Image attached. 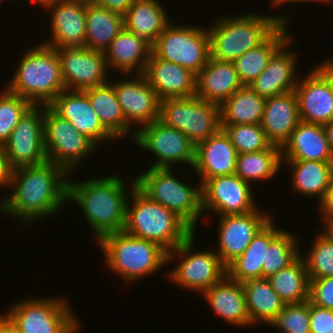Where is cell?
<instances>
[{
	"instance_id": "cell-1",
	"label": "cell",
	"mask_w": 333,
	"mask_h": 333,
	"mask_svg": "<svg viewBox=\"0 0 333 333\" xmlns=\"http://www.w3.org/2000/svg\"><path fill=\"white\" fill-rule=\"evenodd\" d=\"M69 177L64 168L49 161L14 169L13 193L0 200V215L17 219L26 227L54 217L68 202Z\"/></svg>"
},
{
	"instance_id": "cell-2",
	"label": "cell",
	"mask_w": 333,
	"mask_h": 333,
	"mask_svg": "<svg viewBox=\"0 0 333 333\" xmlns=\"http://www.w3.org/2000/svg\"><path fill=\"white\" fill-rule=\"evenodd\" d=\"M130 180V184H127V180L125 183V179L117 174L91 177L81 182L68 179L67 201L74 202L83 210L96 242L108 234L124 230L128 200L136 185L135 175Z\"/></svg>"
},
{
	"instance_id": "cell-3",
	"label": "cell",
	"mask_w": 333,
	"mask_h": 333,
	"mask_svg": "<svg viewBox=\"0 0 333 333\" xmlns=\"http://www.w3.org/2000/svg\"><path fill=\"white\" fill-rule=\"evenodd\" d=\"M290 14L248 12L237 16H218L207 27L210 57L234 62L249 49L264 42L282 23L292 21Z\"/></svg>"
},
{
	"instance_id": "cell-4",
	"label": "cell",
	"mask_w": 333,
	"mask_h": 333,
	"mask_svg": "<svg viewBox=\"0 0 333 333\" xmlns=\"http://www.w3.org/2000/svg\"><path fill=\"white\" fill-rule=\"evenodd\" d=\"M30 47L17 62L18 67L5 87L33 105H49L66 89L60 58L57 50L45 43Z\"/></svg>"
},
{
	"instance_id": "cell-5",
	"label": "cell",
	"mask_w": 333,
	"mask_h": 333,
	"mask_svg": "<svg viewBox=\"0 0 333 333\" xmlns=\"http://www.w3.org/2000/svg\"><path fill=\"white\" fill-rule=\"evenodd\" d=\"M132 200V201H131ZM125 233L154 242L167 252L196 233L176 213L147 196L137 185L127 204Z\"/></svg>"
},
{
	"instance_id": "cell-6",
	"label": "cell",
	"mask_w": 333,
	"mask_h": 333,
	"mask_svg": "<svg viewBox=\"0 0 333 333\" xmlns=\"http://www.w3.org/2000/svg\"><path fill=\"white\" fill-rule=\"evenodd\" d=\"M97 244L108 270L127 284L156 274L168 264V252L164 248L124 231L108 234Z\"/></svg>"
},
{
	"instance_id": "cell-7",
	"label": "cell",
	"mask_w": 333,
	"mask_h": 333,
	"mask_svg": "<svg viewBox=\"0 0 333 333\" xmlns=\"http://www.w3.org/2000/svg\"><path fill=\"white\" fill-rule=\"evenodd\" d=\"M145 169L146 172L142 170L143 173L135 175L136 185L196 231L197 223L203 215L201 183L198 182L194 187V184L176 178L174 168Z\"/></svg>"
},
{
	"instance_id": "cell-8",
	"label": "cell",
	"mask_w": 333,
	"mask_h": 333,
	"mask_svg": "<svg viewBox=\"0 0 333 333\" xmlns=\"http://www.w3.org/2000/svg\"><path fill=\"white\" fill-rule=\"evenodd\" d=\"M21 299L2 316L18 333H78L77 314L63 297Z\"/></svg>"
},
{
	"instance_id": "cell-9",
	"label": "cell",
	"mask_w": 333,
	"mask_h": 333,
	"mask_svg": "<svg viewBox=\"0 0 333 333\" xmlns=\"http://www.w3.org/2000/svg\"><path fill=\"white\" fill-rule=\"evenodd\" d=\"M195 236V233L192 234L186 241L168 252V263L174 262L175 258H178V263L169 270L167 278L177 287L190 292L196 291L201 295L227 275V268L215 251L195 250Z\"/></svg>"
},
{
	"instance_id": "cell-10",
	"label": "cell",
	"mask_w": 333,
	"mask_h": 333,
	"mask_svg": "<svg viewBox=\"0 0 333 333\" xmlns=\"http://www.w3.org/2000/svg\"><path fill=\"white\" fill-rule=\"evenodd\" d=\"M159 120L183 132L195 145L221 129V107L196 95L160 101Z\"/></svg>"
},
{
	"instance_id": "cell-11",
	"label": "cell",
	"mask_w": 333,
	"mask_h": 333,
	"mask_svg": "<svg viewBox=\"0 0 333 333\" xmlns=\"http://www.w3.org/2000/svg\"><path fill=\"white\" fill-rule=\"evenodd\" d=\"M44 147L47 161L64 168L70 176L83 165L82 161L98 154L99 148L49 105H44Z\"/></svg>"
},
{
	"instance_id": "cell-12",
	"label": "cell",
	"mask_w": 333,
	"mask_h": 333,
	"mask_svg": "<svg viewBox=\"0 0 333 333\" xmlns=\"http://www.w3.org/2000/svg\"><path fill=\"white\" fill-rule=\"evenodd\" d=\"M183 25L170 22L152 45V53L197 75L210 57L207 27Z\"/></svg>"
},
{
	"instance_id": "cell-13",
	"label": "cell",
	"mask_w": 333,
	"mask_h": 333,
	"mask_svg": "<svg viewBox=\"0 0 333 333\" xmlns=\"http://www.w3.org/2000/svg\"><path fill=\"white\" fill-rule=\"evenodd\" d=\"M133 143L140 150L155 155L150 168H173L184 163L193 169L196 145L183 132L159 119L137 129Z\"/></svg>"
},
{
	"instance_id": "cell-14",
	"label": "cell",
	"mask_w": 333,
	"mask_h": 333,
	"mask_svg": "<svg viewBox=\"0 0 333 333\" xmlns=\"http://www.w3.org/2000/svg\"><path fill=\"white\" fill-rule=\"evenodd\" d=\"M300 77L295 87L300 120L324 125L333 121V57Z\"/></svg>"
},
{
	"instance_id": "cell-15",
	"label": "cell",
	"mask_w": 333,
	"mask_h": 333,
	"mask_svg": "<svg viewBox=\"0 0 333 333\" xmlns=\"http://www.w3.org/2000/svg\"><path fill=\"white\" fill-rule=\"evenodd\" d=\"M252 188L235 174L207 179L201 185L203 216L206 213L217 216L245 214L256 210L259 206Z\"/></svg>"
},
{
	"instance_id": "cell-16",
	"label": "cell",
	"mask_w": 333,
	"mask_h": 333,
	"mask_svg": "<svg viewBox=\"0 0 333 333\" xmlns=\"http://www.w3.org/2000/svg\"><path fill=\"white\" fill-rule=\"evenodd\" d=\"M14 169L47 161L44 147V105H33L3 145Z\"/></svg>"
},
{
	"instance_id": "cell-17",
	"label": "cell",
	"mask_w": 333,
	"mask_h": 333,
	"mask_svg": "<svg viewBox=\"0 0 333 333\" xmlns=\"http://www.w3.org/2000/svg\"><path fill=\"white\" fill-rule=\"evenodd\" d=\"M128 76L121 80L109 79V82L115 90L127 123L137 130L159 119L160 100L143 74Z\"/></svg>"
},
{
	"instance_id": "cell-18",
	"label": "cell",
	"mask_w": 333,
	"mask_h": 333,
	"mask_svg": "<svg viewBox=\"0 0 333 333\" xmlns=\"http://www.w3.org/2000/svg\"><path fill=\"white\" fill-rule=\"evenodd\" d=\"M259 208L245 214L217 216L220 218L216 253L226 267L245 251L254 236L272 219L270 212Z\"/></svg>"
},
{
	"instance_id": "cell-19",
	"label": "cell",
	"mask_w": 333,
	"mask_h": 333,
	"mask_svg": "<svg viewBox=\"0 0 333 333\" xmlns=\"http://www.w3.org/2000/svg\"><path fill=\"white\" fill-rule=\"evenodd\" d=\"M62 77L67 90H85L100 86L111 79L105 53L83 47L74 50H57Z\"/></svg>"
},
{
	"instance_id": "cell-20",
	"label": "cell",
	"mask_w": 333,
	"mask_h": 333,
	"mask_svg": "<svg viewBox=\"0 0 333 333\" xmlns=\"http://www.w3.org/2000/svg\"><path fill=\"white\" fill-rule=\"evenodd\" d=\"M48 10V11H47ZM51 35L44 40L56 50H74L85 47L86 0H65L48 7Z\"/></svg>"
},
{
	"instance_id": "cell-21",
	"label": "cell",
	"mask_w": 333,
	"mask_h": 333,
	"mask_svg": "<svg viewBox=\"0 0 333 333\" xmlns=\"http://www.w3.org/2000/svg\"><path fill=\"white\" fill-rule=\"evenodd\" d=\"M49 106L98 147L101 148L102 142L110 143L117 140L100 122L84 91L65 89Z\"/></svg>"
},
{
	"instance_id": "cell-22",
	"label": "cell",
	"mask_w": 333,
	"mask_h": 333,
	"mask_svg": "<svg viewBox=\"0 0 333 333\" xmlns=\"http://www.w3.org/2000/svg\"><path fill=\"white\" fill-rule=\"evenodd\" d=\"M291 36L269 59L265 70L249 85L258 95L267 99L295 90L298 82V53L290 50Z\"/></svg>"
},
{
	"instance_id": "cell-23",
	"label": "cell",
	"mask_w": 333,
	"mask_h": 333,
	"mask_svg": "<svg viewBox=\"0 0 333 333\" xmlns=\"http://www.w3.org/2000/svg\"><path fill=\"white\" fill-rule=\"evenodd\" d=\"M143 75L158 99L187 98L196 94V75L183 66L151 53Z\"/></svg>"
},
{
	"instance_id": "cell-24",
	"label": "cell",
	"mask_w": 333,
	"mask_h": 333,
	"mask_svg": "<svg viewBox=\"0 0 333 333\" xmlns=\"http://www.w3.org/2000/svg\"><path fill=\"white\" fill-rule=\"evenodd\" d=\"M237 155L229 136L221 129L196 145L195 163L191 170L200 177L202 185L207 179L234 174Z\"/></svg>"
},
{
	"instance_id": "cell-25",
	"label": "cell",
	"mask_w": 333,
	"mask_h": 333,
	"mask_svg": "<svg viewBox=\"0 0 333 333\" xmlns=\"http://www.w3.org/2000/svg\"><path fill=\"white\" fill-rule=\"evenodd\" d=\"M104 53L109 72L113 69L126 77L144 73L152 53V45L123 28Z\"/></svg>"
},
{
	"instance_id": "cell-26",
	"label": "cell",
	"mask_w": 333,
	"mask_h": 333,
	"mask_svg": "<svg viewBox=\"0 0 333 333\" xmlns=\"http://www.w3.org/2000/svg\"><path fill=\"white\" fill-rule=\"evenodd\" d=\"M282 161L333 162L323 125L300 121L281 147Z\"/></svg>"
},
{
	"instance_id": "cell-27",
	"label": "cell",
	"mask_w": 333,
	"mask_h": 333,
	"mask_svg": "<svg viewBox=\"0 0 333 333\" xmlns=\"http://www.w3.org/2000/svg\"><path fill=\"white\" fill-rule=\"evenodd\" d=\"M209 307L219 318L236 327H252L246 298L240 282L227 275L202 294Z\"/></svg>"
},
{
	"instance_id": "cell-28",
	"label": "cell",
	"mask_w": 333,
	"mask_h": 333,
	"mask_svg": "<svg viewBox=\"0 0 333 333\" xmlns=\"http://www.w3.org/2000/svg\"><path fill=\"white\" fill-rule=\"evenodd\" d=\"M243 85L233 62L209 57L196 75V96L206 102L221 105Z\"/></svg>"
},
{
	"instance_id": "cell-29",
	"label": "cell",
	"mask_w": 333,
	"mask_h": 333,
	"mask_svg": "<svg viewBox=\"0 0 333 333\" xmlns=\"http://www.w3.org/2000/svg\"><path fill=\"white\" fill-rule=\"evenodd\" d=\"M300 121L294 90L266 99L261 127L273 145L282 147Z\"/></svg>"
},
{
	"instance_id": "cell-30",
	"label": "cell",
	"mask_w": 333,
	"mask_h": 333,
	"mask_svg": "<svg viewBox=\"0 0 333 333\" xmlns=\"http://www.w3.org/2000/svg\"><path fill=\"white\" fill-rule=\"evenodd\" d=\"M284 230L272 218L252 239L245 251L232 261L227 268V276L243 283L247 280L263 278V261L271 242Z\"/></svg>"
},
{
	"instance_id": "cell-31",
	"label": "cell",
	"mask_w": 333,
	"mask_h": 333,
	"mask_svg": "<svg viewBox=\"0 0 333 333\" xmlns=\"http://www.w3.org/2000/svg\"><path fill=\"white\" fill-rule=\"evenodd\" d=\"M167 13L159 0H134L124 15V28L153 45L172 22Z\"/></svg>"
},
{
	"instance_id": "cell-32",
	"label": "cell",
	"mask_w": 333,
	"mask_h": 333,
	"mask_svg": "<svg viewBox=\"0 0 333 333\" xmlns=\"http://www.w3.org/2000/svg\"><path fill=\"white\" fill-rule=\"evenodd\" d=\"M103 126L117 139L135 136L134 130L126 121L112 84L107 83L83 90Z\"/></svg>"
},
{
	"instance_id": "cell-33",
	"label": "cell",
	"mask_w": 333,
	"mask_h": 333,
	"mask_svg": "<svg viewBox=\"0 0 333 333\" xmlns=\"http://www.w3.org/2000/svg\"><path fill=\"white\" fill-rule=\"evenodd\" d=\"M288 26L282 23L264 42L233 62L243 86H249L265 70L272 55L292 36Z\"/></svg>"
},
{
	"instance_id": "cell-34",
	"label": "cell",
	"mask_w": 333,
	"mask_h": 333,
	"mask_svg": "<svg viewBox=\"0 0 333 333\" xmlns=\"http://www.w3.org/2000/svg\"><path fill=\"white\" fill-rule=\"evenodd\" d=\"M290 167L291 189L307 198L320 201L333 177V162L320 161H282ZM319 199V200H318Z\"/></svg>"
},
{
	"instance_id": "cell-35",
	"label": "cell",
	"mask_w": 333,
	"mask_h": 333,
	"mask_svg": "<svg viewBox=\"0 0 333 333\" xmlns=\"http://www.w3.org/2000/svg\"><path fill=\"white\" fill-rule=\"evenodd\" d=\"M123 28L124 16L86 0V48L105 52Z\"/></svg>"
},
{
	"instance_id": "cell-36",
	"label": "cell",
	"mask_w": 333,
	"mask_h": 333,
	"mask_svg": "<svg viewBox=\"0 0 333 333\" xmlns=\"http://www.w3.org/2000/svg\"><path fill=\"white\" fill-rule=\"evenodd\" d=\"M241 284L252 326L259 322L268 326L283 309L285 303L271 287L268 278L251 279Z\"/></svg>"
},
{
	"instance_id": "cell-37",
	"label": "cell",
	"mask_w": 333,
	"mask_h": 333,
	"mask_svg": "<svg viewBox=\"0 0 333 333\" xmlns=\"http://www.w3.org/2000/svg\"><path fill=\"white\" fill-rule=\"evenodd\" d=\"M266 99L242 86L221 107V125L261 124Z\"/></svg>"
},
{
	"instance_id": "cell-38",
	"label": "cell",
	"mask_w": 333,
	"mask_h": 333,
	"mask_svg": "<svg viewBox=\"0 0 333 333\" xmlns=\"http://www.w3.org/2000/svg\"><path fill=\"white\" fill-rule=\"evenodd\" d=\"M283 166L281 147L272 145L269 149L238 154L234 174L253 185L276 178Z\"/></svg>"
},
{
	"instance_id": "cell-39",
	"label": "cell",
	"mask_w": 333,
	"mask_h": 333,
	"mask_svg": "<svg viewBox=\"0 0 333 333\" xmlns=\"http://www.w3.org/2000/svg\"><path fill=\"white\" fill-rule=\"evenodd\" d=\"M268 280L285 304H299L309 300V277L301 256L290 266L268 277Z\"/></svg>"
},
{
	"instance_id": "cell-40",
	"label": "cell",
	"mask_w": 333,
	"mask_h": 333,
	"mask_svg": "<svg viewBox=\"0 0 333 333\" xmlns=\"http://www.w3.org/2000/svg\"><path fill=\"white\" fill-rule=\"evenodd\" d=\"M298 237L290 231L283 230L266 250L263 261V277L268 278L279 270L290 266L300 256Z\"/></svg>"
},
{
	"instance_id": "cell-41",
	"label": "cell",
	"mask_w": 333,
	"mask_h": 333,
	"mask_svg": "<svg viewBox=\"0 0 333 333\" xmlns=\"http://www.w3.org/2000/svg\"><path fill=\"white\" fill-rule=\"evenodd\" d=\"M315 233L307 254H302L309 279L333 276V236L323 228Z\"/></svg>"
},
{
	"instance_id": "cell-42",
	"label": "cell",
	"mask_w": 333,
	"mask_h": 333,
	"mask_svg": "<svg viewBox=\"0 0 333 333\" xmlns=\"http://www.w3.org/2000/svg\"><path fill=\"white\" fill-rule=\"evenodd\" d=\"M221 127L229 136L238 154L269 149L273 145L261 124L221 125Z\"/></svg>"
},
{
	"instance_id": "cell-43",
	"label": "cell",
	"mask_w": 333,
	"mask_h": 333,
	"mask_svg": "<svg viewBox=\"0 0 333 333\" xmlns=\"http://www.w3.org/2000/svg\"><path fill=\"white\" fill-rule=\"evenodd\" d=\"M0 91V145L8 140L20 119L33 106L27 99L10 92L3 86Z\"/></svg>"
},
{
	"instance_id": "cell-44",
	"label": "cell",
	"mask_w": 333,
	"mask_h": 333,
	"mask_svg": "<svg viewBox=\"0 0 333 333\" xmlns=\"http://www.w3.org/2000/svg\"><path fill=\"white\" fill-rule=\"evenodd\" d=\"M268 327L279 333H310L309 301L285 304Z\"/></svg>"
},
{
	"instance_id": "cell-45",
	"label": "cell",
	"mask_w": 333,
	"mask_h": 333,
	"mask_svg": "<svg viewBox=\"0 0 333 333\" xmlns=\"http://www.w3.org/2000/svg\"><path fill=\"white\" fill-rule=\"evenodd\" d=\"M311 304L333 310V276L309 279Z\"/></svg>"
},
{
	"instance_id": "cell-46",
	"label": "cell",
	"mask_w": 333,
	"mask_h": 333,
	"mask_svg": "<svg viewBox=\"0 0 333 333\" xmlns=\"http://www.w3.org/2000/svg\"><path fill=\"white\" fill-rule=\"evenodd\" d=\"M310 333H333V310L309 302Z\"/></svg>"
},
{
	"instance_id": "cell-47",
	"label": "cell",
	"mask_w": 333,
	"mask_h": 333,
	"mask_svg": "<svg viewBox=\"0 0 333 333\" xmlns=\"http://www.w3.org/2000/svg\"><path fill=\"white\" fill-rule=\"evenodd\" d=\"M320 217H323V227L333 222V177L330 180L329 186L326 189L324 197L318 202Z\"/></svg>"
},
{
	"instance_id": "cell-48",
	"label": "cell",
	"mask_w": 333,
	"mask_h": 333,
	"mask_svg": "<svg viewBox=\"0 0 333 333\" xmlns=\"http://www.w3.org/2000/svg\"><path fill=\"white\" fill-rule=\"evenodd\" d=\"M14 168L11 165L3 145H0V188L10 189ZM7 187V188H6Z\"/></svg>"
},
{
	"instance_id": "cell-49",
	"label": "cell",
	"mask_w": 333,
	"mask_h": 333,
	"mask_svg": "<svg viewBox=\"0 0 333 333\" xmlns=\"http://www.w3.org/2000/svg\"><path fill=\"white\" fill-rule=\"evenodd\" d=\"M91 3L107 8L111 12H115L124 16L133 4L134 0H89Z\"/></svg>"
},
{
	"instance_id": "cell-50",
	"label": "cell",
	"mask_w": 333,
	"mask_h": 333,
	"mask_svg": "<svg viewBox=\"0 0 333 333\" xmlns=\"http://www.w3.org/2000/svg\"><path fill=\"white\" fill-rule=\"evenodd\" d=\"M333 0H270V4L272 5V7H276L278 6L279 7H282L283 4H290V3H300V4H304L305 2L306 3H312V2H317V3H324V4H331ZM298 2V3H297Z\"/></svg>"
},
{
	"instance_id": "cell-51",
	"label": "cell",
	"mask_w": 333,
	"mask_h": 333,
	"mask_svg": "<svg viewBox=\"0 0 333 333\" xmlns=\"http://www.w3.org/2000/svg\"><path fill=\"white\" fill-rule=\"evenodd\" d=\"M323 129H324L326 138L328 140L329 147L333 153V121H330L327 124H324Z\"/></svg>"
},
{
	"instance_id": "cell-52",
	"label": "cell",
	"mask_w": 333,
	"mask_h": 333,
	"mask_svg": "<svg viewBox=\"0 0 333 333\" xmlns=\"http://www.w3.org/2000/svg\"><path fill=\"white\" fill-rule=\"evenodd\" d=\"M0 333H18L1 314H0Z\"/></svg>"
},
{
	"instance_id": "cell-53",
	"label": "cell",
	"mask_w": 333,
	"mask_h": 333,
	"mask_svg": "<svg viewBox=\"0 0 333 333\" xmlns=\"http://www.w3.org/2000/svg\"><path fill=\"white\" fill-rule=\"evenodd\" d=\"M29 1L32 2L33 5L37 4V6L39 5V7L41 6L45 10L52 5H55L59 2H63L65 0H29Z\"/></svg>"
},
{
	"instance_id": "cell-54",
	"label": "cell",
	"mask_w": 333,
	"mask_h": 333,
	"mask_svg": "<svg viewBox=\"0 0 333 333\" xmlns=\"http://www.w3.org/2000/svg\"><path fill=\"white\" fill-rule=\"evenodd\" d=\"M325 229L333 236V222L329 223Z\"/></svg>"
}]
</instances>
